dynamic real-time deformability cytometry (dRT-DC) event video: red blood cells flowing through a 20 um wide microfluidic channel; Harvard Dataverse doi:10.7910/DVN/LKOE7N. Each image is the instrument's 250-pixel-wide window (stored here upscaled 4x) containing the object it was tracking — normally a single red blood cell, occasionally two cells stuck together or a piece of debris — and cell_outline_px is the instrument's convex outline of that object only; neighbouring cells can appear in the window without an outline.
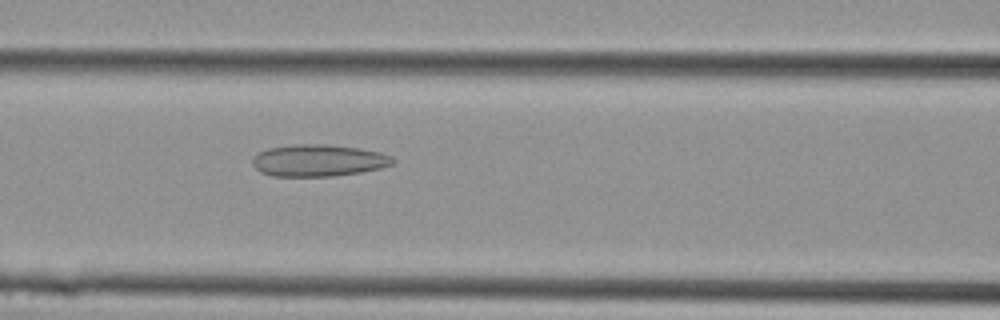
{"species": "Egyptian fruit bat (a non-hibernating species)", "species_latin": "Rousettus aegyptiacus", "temperature_condition": "cold", "stored_images_in_passage": 5, "camera_frame_rate_fps": 3000, "um_per_image_px": 0.085, "animal": {"sex": "female"}, "frame": {"image": 1, "passage_image": 5, "time_ms": 1.333, "image_size_px": [1000, 320], "cell_outline_px": [[396, 160], [392, 164], [380, 168], [360, 172], [332, 176], [272, 176], [260, 172], [252, 164], [252, 160], [260, 152], [268, 148], [292, 144], [324, 144], [360, 148], [380, 152], [392, 156]], "centroid_in_image_um": [27.07, 13.63], "position_along_channel_um": 139.5, "area_um2": 26.07}}